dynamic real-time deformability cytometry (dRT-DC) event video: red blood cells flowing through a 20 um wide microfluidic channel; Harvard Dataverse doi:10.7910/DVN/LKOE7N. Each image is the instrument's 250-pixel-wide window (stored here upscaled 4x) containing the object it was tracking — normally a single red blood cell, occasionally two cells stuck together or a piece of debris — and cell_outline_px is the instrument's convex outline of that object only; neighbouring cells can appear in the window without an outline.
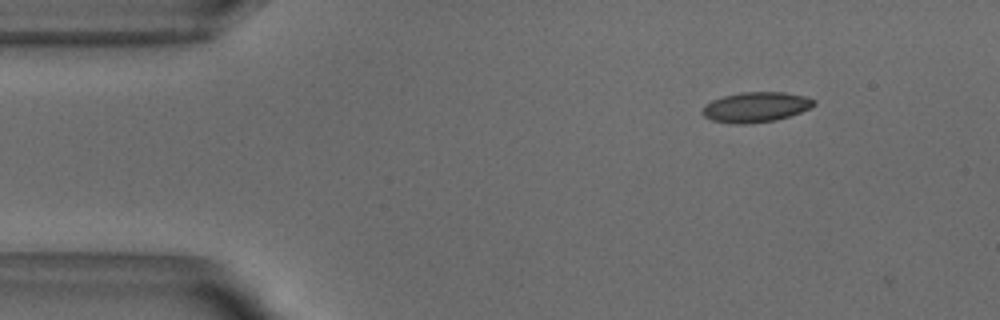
{"species": "common noctule bat (a hibernating species)", "species_latin": "Nyctalus noctula", "temperature_condition": "warm", "stored_images_in_passage": 5, "camera_frame_rate_fps": 3000, "um_per_image_px": 0.085, "animal": {"sex": "male", "body_mass_g": 18.8}, "frame": {"image": 1, "passage_image": 3, "time_ms": 0.667, "image_size_px": [1000, 320], "cell_outline_px": [[816, 104], [800, 112], [776, 120], [744, 124], [736, 124], [712, 120], [704, 116], [700, 112], [704, 104], [712, 100], [724, 96], [740, 92], [784, 92], [804, 96], [816, 100]], "centroid_in_image_um": [64.21, 9.1], "position_along_channel_um": 20.8, "area_um2": 19.54}}